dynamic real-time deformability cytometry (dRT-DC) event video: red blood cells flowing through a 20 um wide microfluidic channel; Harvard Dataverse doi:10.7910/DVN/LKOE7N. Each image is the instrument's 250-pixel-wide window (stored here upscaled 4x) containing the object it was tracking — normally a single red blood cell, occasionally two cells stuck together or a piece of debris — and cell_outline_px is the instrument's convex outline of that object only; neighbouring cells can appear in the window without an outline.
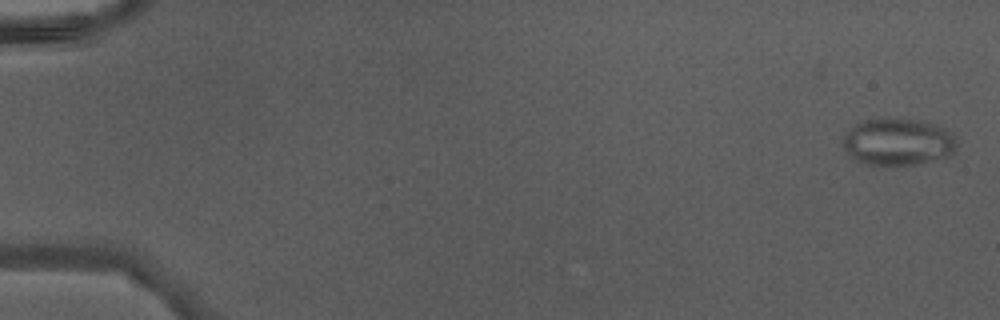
{"species": "Egyptian fruit bat (a non-hibernating species)", "species_latin": "Rousettus aegyptiacus", "temperature_condition": "warm", "stored_images_in_passage": 7, "camera_frame_rate_fps": 3000, "um_per_image_px": 0.085, "animal": {"sex": "male"}, "frame": {"image": 1, "passage_image": 2, "time_ms": 0.333, "image_size_px": [1000, 320], "cell_outline_px": [[956, 144], [952, 152], [948, 156], [916, 164], [868, 164], [856, 160], [848, 156], [844, 144], [844, 136], [860, 120], [900, 116], [924, 120], [944, 128], [952, 136]], "centroid_in_image_um": [76.3, 12.01], "position_along_channel_um": 8.7, "area_um2": 31.15}}